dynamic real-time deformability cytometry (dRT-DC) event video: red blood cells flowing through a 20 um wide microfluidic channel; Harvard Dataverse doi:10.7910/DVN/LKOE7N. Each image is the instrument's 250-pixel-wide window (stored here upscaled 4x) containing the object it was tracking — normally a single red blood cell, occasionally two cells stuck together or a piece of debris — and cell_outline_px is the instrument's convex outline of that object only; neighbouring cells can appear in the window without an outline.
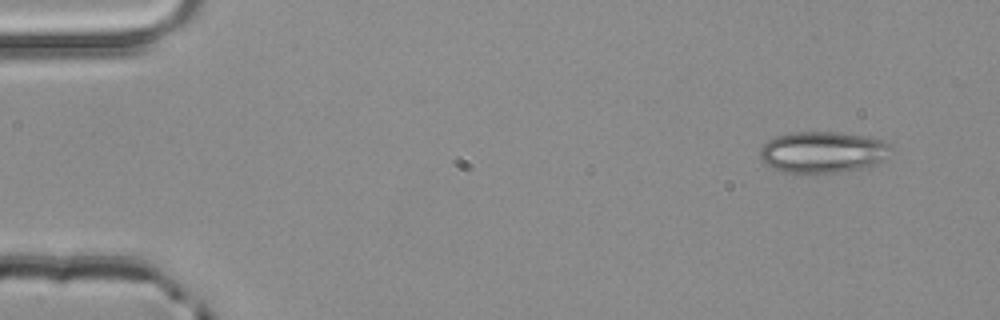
{"species": "common noctule bat (a hibernating species)", "species_latin": "Nyctalus noctula", "temperature_condition": "room temperature", "stored_images_in_passage": 3, "camera_frame_rate_fps": 3000, "um_per_image_px": 0.085, "animal": {"sex": "male", "body_mass_g": 20.4}, "frame": {"image": 1, "passage_image": 1, "time_ms": 0.0, "image_size_px": [1000, 320], "cell_outline_px": [[892, 148], [876, 164], [860, 168], [840, 172], [800, 176], [780, 172], [764, 164], [760, 156], [760, 148], [768, 140], [776, 136], [788, 132], [836, 132], [884, 140], [892, 144]], "centroid_in_image_um": [69.84, 12.97], "position_along_channel_um": 15.2, "area_um2": 32.19}}